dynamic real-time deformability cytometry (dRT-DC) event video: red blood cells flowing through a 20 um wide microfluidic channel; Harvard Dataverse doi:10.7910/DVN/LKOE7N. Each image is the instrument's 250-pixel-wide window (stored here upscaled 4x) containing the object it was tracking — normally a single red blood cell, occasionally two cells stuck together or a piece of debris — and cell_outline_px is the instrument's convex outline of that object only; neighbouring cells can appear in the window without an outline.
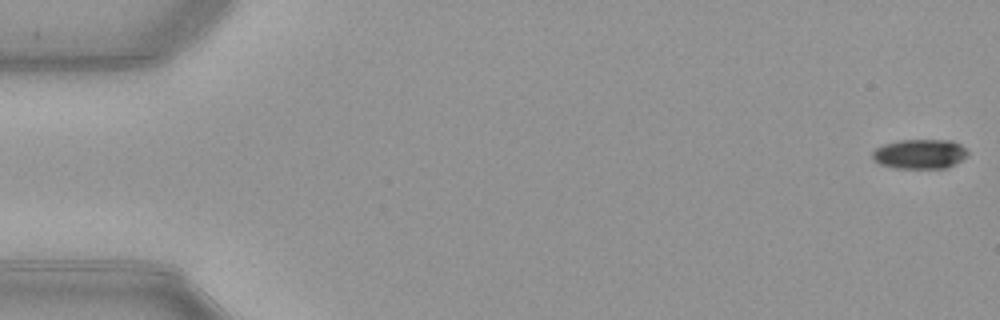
{"species": "common noctule bat (a hibernating species)", "species_latin": "Nyctalus noctula", "temperature_condition": "warm", "stored_images_in_passage": 52, "camera_frame_rate_fps": 3000, "um_per_image_px": 0.085, "animal": {"sex": "female", "body_mass_g": 21.9}, "frame": {"image": 1, "passage_image": 1, "time_ms": 0.0, "image_size_px": [1000, 320], "cell_outline_px": [[968, 156], [956, 164], [948, 168], [896, 168], [880, 164], [872, 160], [872, 152], [876, 148], [884, 144], [900, 140], [952, 140], [960, 144], [968, 152]], "centroid_in_image_um": [78.2, 13.09], "position_along_channel_um": 6.8, "area_um2": 16.59}}
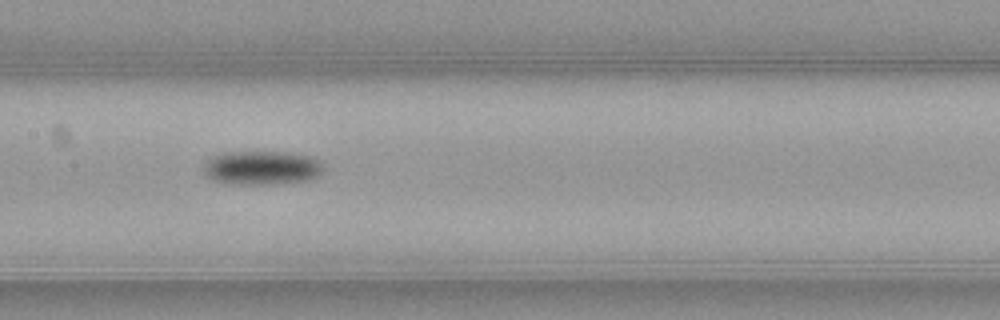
{"frame": {"image": 2, "passage_image": 26, "time_ms": 8.333, "image_size_px": [1000, 320], "cell_outline_px": [[324, 172], [312, 180], [272, 184], [224, 184], [212, 180], [204, 172], [204, 160], [220, 152], [288, 152], [308, 156], [320, 160], [324, 168]], "centroid_in_image_um": [22.24, 14.27], "position_along_channel_um": 185.2, "area_um2": 24.22}}
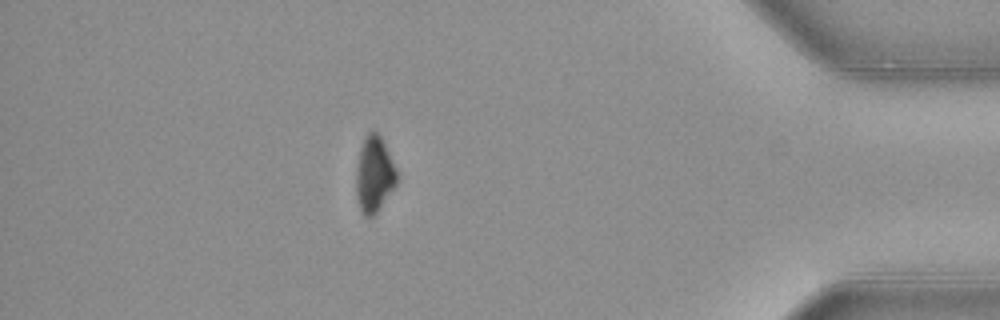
{"frame": {"image": 3, "passage_image": 46, "time_ms": 15.0, "image_size_px": [1000, 320], "cell_outline_px": [[396, 184], [376, 212], [372, 216], [364, 216], [360, 208], [356, 196], [356, 164], [360, 148], [368, 132], [376, 132], [380, 136], [396, 168]], "centroid_in_image_um": [31.78, 14.82], "position_along_channel_um": 403.4, "area_um2": 17.57}, "authors_computed_cell_mechanics": {"area_um2": 19.4786, "velocity_mm_per_s": 3.9826, "shape_relaxation_time_tau1_ms": 2.0705, "shape_relaxation_time_tau2_ms": null, "deformation_change_tau1": 0.1293, "deformation_change_tau2": null}}